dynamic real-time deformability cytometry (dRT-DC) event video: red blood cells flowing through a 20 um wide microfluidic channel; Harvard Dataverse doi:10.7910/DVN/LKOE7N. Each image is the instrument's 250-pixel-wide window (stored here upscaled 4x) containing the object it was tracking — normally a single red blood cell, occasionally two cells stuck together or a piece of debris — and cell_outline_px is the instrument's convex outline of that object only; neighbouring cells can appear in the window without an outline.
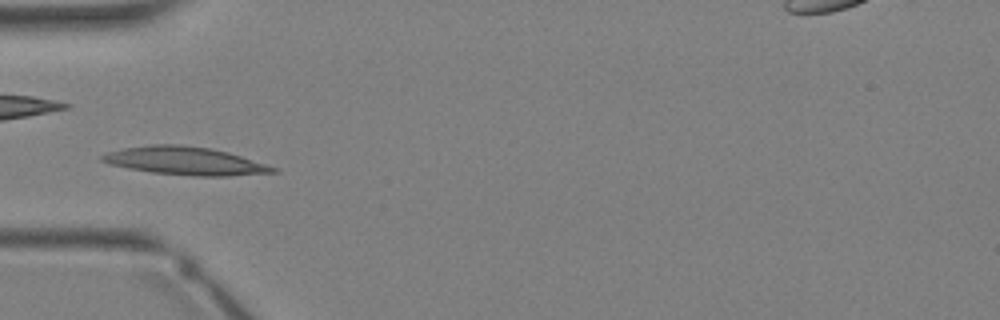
{"species": "Egyptian fruit bat (a non-hibernating species)", "species_latin": "Rousettus aegyptiacus", "temperature_condition": "warm", "stored_images_in_passage": 28, "camera_frame_rate_fps": 3000, "um_per_image_px": 0.085, "animal": {"sex": "female"}, "frame": {"image": 1, "passage_image": 4, "time_ms": 1.0, "image_size_px": [1000, 320], "cell_outline_px": [[280, 172], [228, 176], [196, 176], [152, 172], [128, 168], [108, 164], [100, 160], [100, 156], [108, 152], [124, 148], [152, 144], [180, 144], [212, 148], [228, 152], [268, 164], [280, 168]], "centroid_in_image_um": [15.79, 13.67], "position_along_channel_um": 69.2, "area_um2": 28.15}}
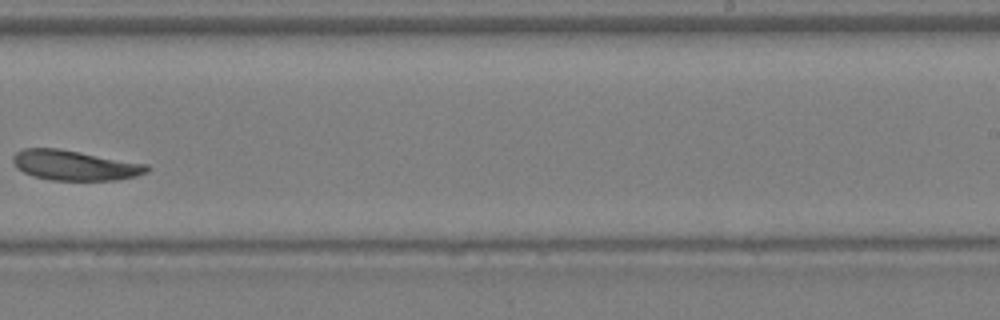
{"frame": {"image": 2, "passage_image": 15, "time_ms": 4.667, "image_size_px": [1000, 320], "cell_outline_px": [[152, 168], [148, 172], [136, 176], [116, 180], [52, 180], [32, 176], [16, 168], [12, 160], [12, 156], [16, 152], [24, 148], [60, 148], [148, 164]], "centroid_in_image_um": [6.36, 14.04], "position_along_channel_um": 282.6, "area_um2": 23.7}}
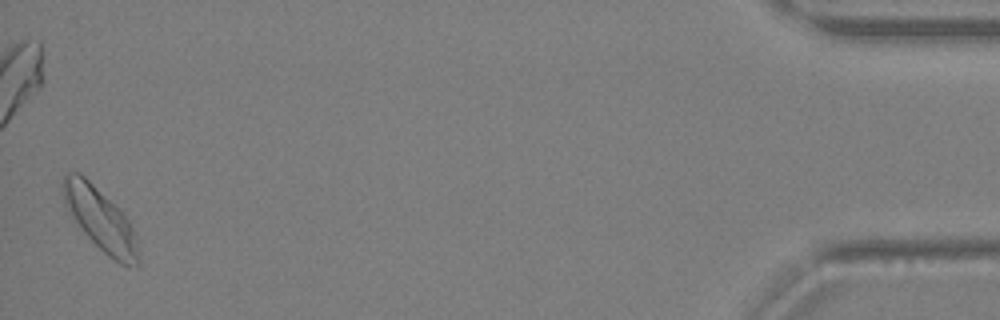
{"frame": {"image": 3, "passage_image": 27, "time_ms": 8.667, "image_size_px": [1000, 320], "cell_outline_px": [[140, 264], [128, 268], [120, 264], [108, 256], [84, 232], [68, 212], [64, 204], [60, 188], [60, 184], [64, 176], [68, 172], [80, 172], [128, 220], [136, 236], [140, 260]], "centroid_in_image_um": [8.5, 18.66], "position_along_channel_um": 426.7, "area_um2": 27.17}}